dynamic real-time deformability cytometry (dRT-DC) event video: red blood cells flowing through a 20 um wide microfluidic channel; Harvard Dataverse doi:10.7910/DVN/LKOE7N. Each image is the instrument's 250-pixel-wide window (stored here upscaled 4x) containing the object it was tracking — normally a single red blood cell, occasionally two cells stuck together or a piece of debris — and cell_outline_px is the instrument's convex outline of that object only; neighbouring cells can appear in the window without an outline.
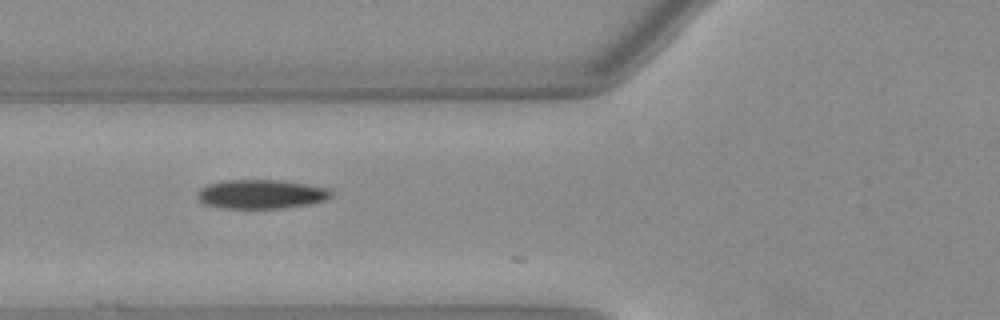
{"species": "Egyptian fruit bat (a non-hibernating species)", "species_latin": "Rousettus aegyptiacus", "temperature_condition": "warm", "stored_images_in_passage": 6, "camera_frame_rate_fps": 3000, "um_per_image_px": 0.085, "animal": {"sex": "female"}, "frame": {"image": 1, "passage_image": 2, "time_ms": 0.333, "image_size_px": [1000, 320], "cell_outline_px": [[332, 196], [324, 200], [308, 204], [284, 208], [224, 208], [204, 204], [196, 196], [196, 192], [200, 188], [208, 184], [224, 180], [280, 180], [328, 188], [332, 192]], "centroid_in_image_um": [22.16, 16.5], "position_along_channel_um": 103.6, "area_um2": 22.6}}
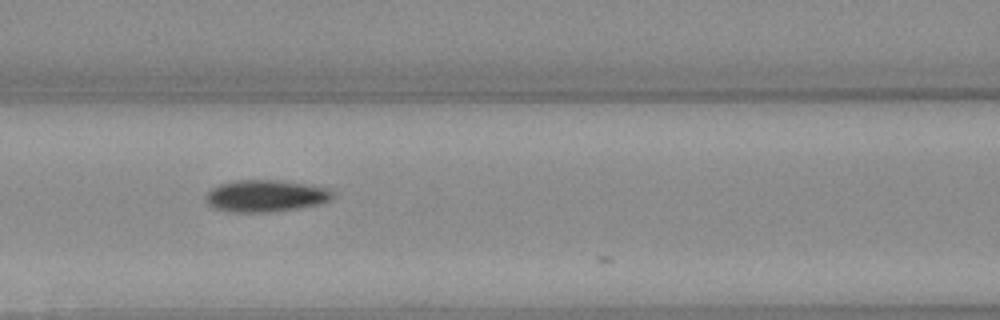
{"frame": {"image": 2, "passage_image": 5, "time_ms": 1.333, "image_size_px": [1000, 320], "cell_outline_px": [[336, 196], [332, 200], [320, 204], [296, 208], [268, 212], [232, 212], [212, 208], [204, 200], [204, 196], [212, 188], [220, 184], [236, 180], [280, 180], [308, 184], [332, 188], [336, 192]], "centroid_in_image_um": [22.63, 16.64], "position_along_channel_um": 144.0, "area_um2": 24.04}}